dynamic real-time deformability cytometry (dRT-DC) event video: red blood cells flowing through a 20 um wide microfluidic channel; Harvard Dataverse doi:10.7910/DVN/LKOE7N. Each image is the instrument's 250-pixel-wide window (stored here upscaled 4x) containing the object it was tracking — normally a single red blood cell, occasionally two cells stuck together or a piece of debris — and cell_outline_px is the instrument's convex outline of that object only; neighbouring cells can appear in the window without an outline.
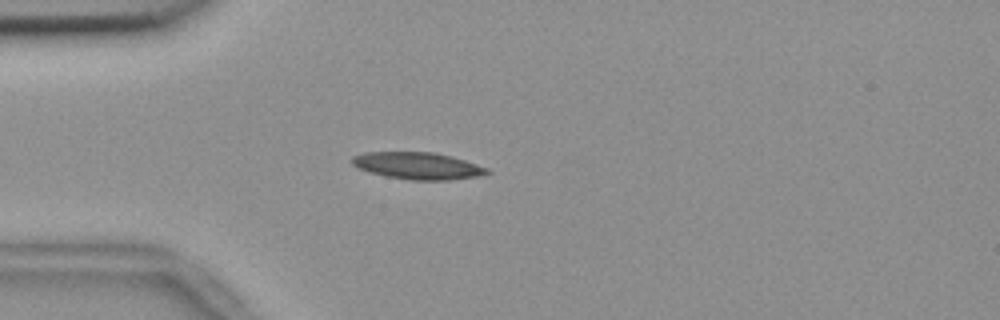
{"species": "common noctule bat (a hibernating species)", "species_latin": "Nyctalus noctula", "temperature_condition": "room temperature", "stored_images_in_passage": 55, "camera_frame_rate_fps": 3000, "um_per_image_px": 0.085, "animal": {"sex": "female", "body_mass_g": 18.4}, "frame": {"image": 1, "passage_image": 15, "time_ms": 4.667, "image_size_px": [1000, 320], "cell_outline_px": [[492, 172], [476, 176], [448, 180], [408, 180], [384, 176], [368, 172], [356, 168], [352, 164], [352, 156], [364, 152], [432, 152], [452, 156], [488, 168]], "centroid_in_image_um": [35.46, 14.09], "position_along_channel_um": 49.5, "area_um2": 21.33}}
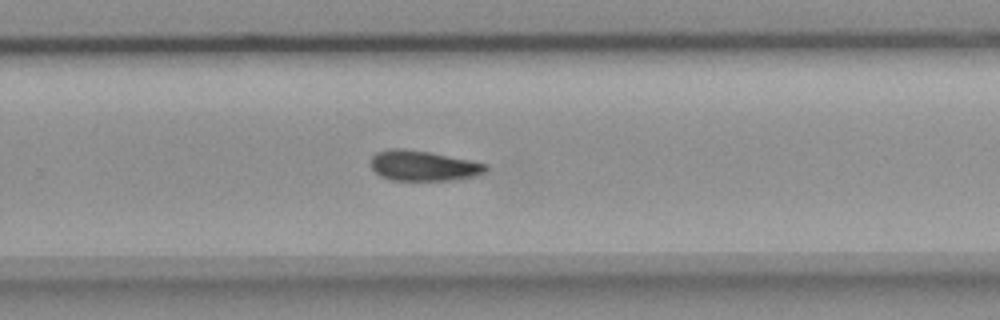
{"frame": {"image": 2, "passage_image": 36, "time_ms": 11.667, "image_size_px": [1000, 320], "cell_outline_px": [[488, 168], [484, 172], [476, 176], [452, 180], [392, 180], [380, 176], [372, 168], [372, 156], [376, 152], [388, 148], [404, 148], [428, 152], [472, 160], [488, 164]], "centroid_in_image_um": [35.99, 14.08], "position_along_channel_um": 293.8, "area_um2": 20.35}}
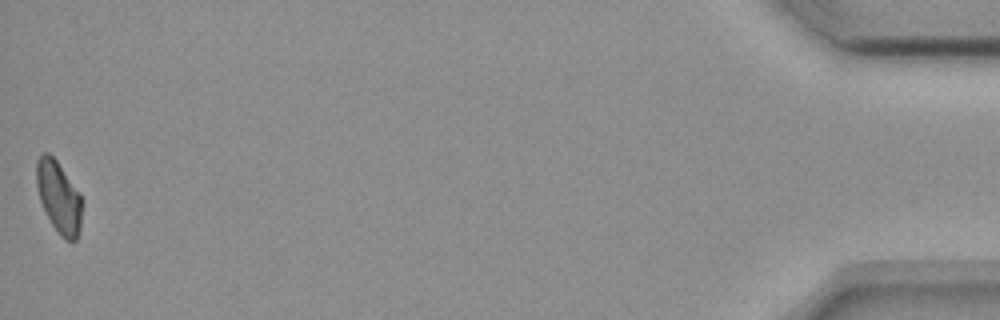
{"frame": {"image": 3, "passage_image": 55, "time_ms": 18.0, "image_size_px": [1000, 320], "cell_outline_px": [[84, 204], [80, 228], [76, 240], [72, 244], [64, 240], [60, 236], [52, 224], [40, 200], [36, 184], [36, 160], [44, 152], [48, 152], [56, 160], [80, 192]], "centroid_in_image_um": [5.04, 16.79], "position_along_channel_um": 430.2, "area_um2": 19.42}, "authors_computed_cell_mechanics": {"area_um2": 20.3456, "velocity_mm_per_s": 3.6703, "shape_relaxation_time_tau1_ms": 8.6503, "shape_relaxation_time_tau2_ms": null, "deformation_change_tau1": 0.169, "deformation_change_tau2": null}}